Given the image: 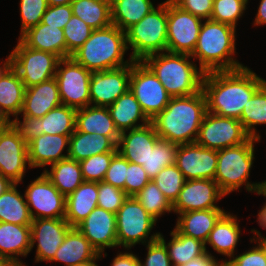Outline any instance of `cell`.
I'll return each mask as SVG.
<instances>
[{
  "label": "cell",
  "mask_w": 266,
  "mask_h": 266,
  "mask_svg": "<svg viewBox=\"0 0 266 266\" xmlns=\"http://www.w3.org/2000/svg\"><path fill=\"white\" fill-rule=\"evenodd\" d=\"M73 15L72 7L68 5L48 6L42 17V23L64 29Z\"/></svg>",
  "instance_id": "db71d44e"
},
{
  "label": "cell",
  "mask_w": 266,
  "mask_h": 266,
  "mask_svg": "<svg viewBox=\"0 0 266 266\" xmlns=\"http://www.w3.org/2000/svg\"><path fill=\"white\" fill-rule=\"evenodd\" d=\"M27 186L24 195L32 219L65 217L66 197L43 172Z\"/></svg>",
  "instance_id": "9a60e30c"
},
{
  "label": "cell",
  "mask_w": 266,
  "mask_h": 266,
  "mask_svg": "<svg viewBox=\"0 0 266 266\" xmlns=\"http://www.w3.org/2000/svg\"><path fill=\"white\" fill-rule=\"evenodd\" d=\"M236 53V28L212 20H203L192 59L199 61L205 73L236 70L244 67L233 55Z\"/></svg>",
  "instance_id": "3957f363"
},
{
  "label": "cell",
  "mask_w": 266,
  "mask_h": 266,
  "mask_svg": "<svg viewBox=\"0 0 266 266\" xmlns=\"http://www.w3.org/2000/svg\"><path fill=\"white\" fill-rule=\"evenodd\" d=\"M93 30L94 29L84 21L72 15L63 29L66 40V58L71 57V55L84 44L91 36Z\"/></svg>",
  "instance_id": "f6af8a7d"
},
{
  "label": "cell",
  "mask_w": 266,
  "mask_h": 266,
  "mask_svg": "<svg viewBox=\"0 0 266 266\" xmlns=\"http://www.w3.org/2000/svg\"><path fill=\"white\" fill-rule=\"evenodd\" d=\"M156 222L135 197L128 196L116 213L117 246L129 250L157 240L160 232L149 237Z\"/></svg>",
  "instance_id": "ba28073f"
},
{
  "label": "cell",
  "mask_w": 266,
  "mask_h": 266,
  "mask_svg": "<svg viewBox=\"0 0 266 266\" xmlns=\"http://www.w3.org/2000/svg\"><path fill=\"white\" fill-rule=\"evenodd\" d=\"M25 86L17 71L10 66L0 77V105L10 117L20 115L24 101Z\"/></svg>",
  "instance_id": "d590c367"
},
{
  "label": "cell",
  "mask_w": 266,
  "mask_h": 266,
  "mask_svg": "<svg viewBox=\"0 0 266 266\" xmlns=\"http://www.w3.org/2000/svg\"><path fill=\"white\" fill-rule=\"evenodd\" d=\"M70 5L73 15L94 30L112 24L110 0H73Z\"/></svg>",
  "instance_id": "f35d334b"
},
{
  "label": "cell",
  "mask_w": 266,
  "mask_h": 266,
  "mask_svg": "<svg viewBox=\"0 0 266 266\" xmlns=\"http://www.w3.org/2000/svg\"><path fill=\"white\" fill-rule=\"evenodd\" d=\"M21 31L20 36L29 28L37 26L41 21L46 9L47 0H20Z\"/></svg>",
  "instance_id": "7dc6e473"
},
{
  "label": "cell",
  "mask_w": 266,
  "mask_h": 266,
  "mask_svg": "<svg viewBox=\"0 0 266 266\" xmlns=\"http://www.w3.org/2000/svg\"><path fill=\"white\" fill-rule=\"evenodd\" d=\"M259 80H260L261 87H263L264 89H266V80L263 79V78L260 77V76H259Z\"/></svg>",
  "instance_id": "89a4df30"
},
{
  "label": "cell",
  "mask_w": 266,
  "mask_h": 266,
  "mask_svg": "<svg viewBox=\"0 0 266 266\" xmlns=\"http://www.w3.org/2000/svg\"><path fill=\"white\" fill-rule=\"evenodd\" d=\"M92 72L72 57L60 59L55 79L63 105L76 110L90 105V78Z\"/></svg>",
  "instance_id": "8fae6325"
},
{
  "label": "cell",
  "mask_w": 266,
  "mask_h": 266,
  "mask_svg": "<svg viewBox=\"0 0 266 266\" xmlns=\"http://www.w3.org/2000/svg\"><path fill=\"white\" fill-rule=\"evenodd\" d=\"M108 109L119 133L145 126L151 122L129 89L109 105Z\"/></svg>",
  "instance_id": "4dcf8cb0"
},
{
  "label": "cell",
  "mask_w": 266,
  "mask_h": 266,
  "mask_svg": "<svg viewBox=\"0 0 266 266\" xmlns=\"http://www.w3.org/2000/svg\"><path fill=\"white\" fill-rule=\"evenodd\" d=\"M50 168H45L43 173L65 197L84 182L80 164L76 160L66 158L51 164Z\"/></svg>",
  "instance_id": "e575fe53"
},
{
  "label": "cell",
  "mask_w": 266,
  "mask_h": 266,
  "mask_svg": "<svg viewBox=\"0 0 266 266\" xmlns=\"http://www.w3.org/2000/svg\"><path fill=\"white\" fill-rule=\"evenodd\" d=\"M59 60L55 54L27 47L19 38L11 52V66L19 74L25 88L55 77Z\"/></svg>",
  "instance_id": "30bf717a"
},
{
  "label": "cell",
  "mask_w": 266,
  "mask_h": 266,
  "mask_svg": "<svg viewBox=\"0 0 266 266\" xmlns=\"http://www.w3.org/2000/svg\"><path fill=\"white\" fill-rule=\"evenodd\" d=\"M252 242L256 243L257 246L243 254L234 255L228 261L222 259L223 266H266V245L262 240L250 238V243Z\"/></svg>",
  "instance_id": "c3c4849f"
},
{
  "label": "cell",
  "mask_w": 266,
  "mask_h": 266,
  "mask_svg": "<svg viewBox=\"0 0 266 266\" xmlns=\"http://www.w3.org/2000/svg\"><path fill=\"white\" fill-rule=\"evenodd\" d=\"M117 151V144L101 134L74 131L69 137L68 158L78 162L93 155Z\"/></svg>",
  "instance_id": "d6a6232c"
},
{
  "label": "cell",
  "mask_w": 266,
  "mask_h": 266,
  "mask_svg": "<svg viewBox=\"0 0 266 266\" xmlns=\"http://www.w3.org/2000/svg\"><path fill=\"white\" fill-rule=\"evenodd\" d=\"M28 165V166H27ZM28 162V144L13 126L0 132V174L12 183L23 181Z\"/></svg>",
  "instance_id": "2e32d148"
},
{
  "label": "cell",
  "mask_w": 266,
  "mask_h": 266,
  "mask_svg": "<svg viewBox=\"0 0 266 266\" xmlns=\"http://www.w3.org/2000/svg\"><path fill=\"white\" fill-rule=\"evenodd\" d=\"M249 138L239 119L207 112L195 142L205 148L218 151L241 145Z\"/></svg>",
  "instance_id": "4fadbf2b"
},
{
  "label": "cell",
  "mask_w": 266,
  "mask_h": 266,
  "mask_svg": "<svg viewBox=\"0 0 266 266\" xmlns=\"http://www.w3.org/2000/svg\"><path fill=\"white\" fill-rule=\"evenodd\" d=\"M145 210L156 220L165 213H172L173 206L154 183L150 180L148 184L134 196Z\"/></svg>",
  "instance_id": "b9f144b4"
},
{
  "label": "cell",
  "mask_w": 266,
  "mask_h": 266,
  "mask_svg": "<svg viewBox=\"0 0 266 266\" xmlns=\"http://www.w3.org/2000/svg\"><path fill=\"white\" fill-rule=\"evenodd\" d=\"M98 182L84 181L66 196L64 219L76 228L98 205Z\"/></svg>",
  "instance_id": "83f0119b"
},
{
  "label": "cell",
  "mask_w": 266,
  "mask_h": 266,
  "mask_svg": "<svg viewBox=\"0 0 266 266\" xmlns=\"http://www.w3.org/2000/svg\"><path fill=\"white\" fill-rule=\"evenodd\" d=\"M151 179L142 165L129 162L125 179V193L127 196L138 194Z\"/></svg>",
  "instance_id": "f907efd6"
},
{
  "label": "cell",
  "mask_w": 266,
  "mask_h": 266,
  "mask_svg": "<svg viewBox=\"0 0 266 266\" xmlns=\"http://www.w3.org/2000/svg\"><path fill=\"white\" fill-rule=\"evenodd\" d=\"M2 61L0 62V77L11 66V53L6 57V60Z\"/></svg>",
  "instance_id": "be15d7a7"
},
{
  "label": "cell",
  "mask_w": 266,
  "mask_h": 266,
  "mask_svg": "<svg viewBox=\"0 0 266 266\" xmlns=\"http://www.w3.org/2000/svg\"><path fill=\"white\" fill-rule=\"evenodd\" d=\"M128 28L126 44L130 58L142 61L146 56L167 51V0Z\"/></svg>",
  "instance_id": "52a82bcc"
},
{
  "label": "cell",
  "mask_w": 266,
  "mask_h": 266,
  "mask_svg": "<svg viewBox=\"0 0 266 266\" xmlns=\"http://www.w3.org/2000/svg\"><path fill=\"white\" fill-rule=\"evenodd\" d=\"M218 151L205 148L196 142L179 144L175 165L185 180L213 179L216 175Z\"/></svg>",
  "instance_id": "ac0fdd59"
},
{
  "label": "cell",
  "mask_w": 266,
  "mask_h": 266,
  "mask_svg": "<svg viewBox=\"0 0 266 266\" xmlns=\"http://www.w3.org/2000/svg\"><path fill=\"white\" fill-rule=\"evenodd\" d=\"M262 182H263V185H262L261 191L266 195V180H264Z\"/></svg>",
  "instance_id": "2644e50d"
},
{
  "label": "cell",
  "mask_w": 266,
  "mask_h": 266,
  "mask_svg": "<svg viewBox=\"0 0 266 266\" xmlns=\"http://www.w3.org/2000/svg\"><path fill=\"white\" fill-rule=\"evenodd\" d=\"M98 255L90 241L77 228H71L50 262L57 261L65 266H73L93 260Z\"/></svg>",
  "instance_id": "1f68e13d"
},
{
  "label": "cell",
  "mask_w": 266,
  "mask_h": 266,
  "mask_svg": "<svg viewBox=\"0 0 266 266\" xmlns=\"http://www.w3.org/2000/svg\"><path fill=\"white\" fill-rule=\"evenodd\" d=\"M251 232L254 234V237H253L254 239L262 240V242L266 245V237L262 236L259 230L251 229Z\"/></svg>",
  "instance_id": "003e7915"
},
{
  "label": "cell",
  "mask_w": 266,
  "mask_h": 266,
  "mask_svg": "<svg viewBox=\"0 0 266 266\" xmlns=\"http://www.w3.org/2000/svg\"><path fill=\"white\" fill-rule=\"evenodd\" d=\"M128 164L129 161L117 152L111 160L103 181L125 191Z\"/></svg>",
  "instance_id": "816d5d0a"
},
{
  "label": "cell",
  "mask_w": 266,
  "mask_h": 266,
  "mask_svg": "<svg viewBox=\"0 0 266 266\" xmlns=\"http://www.w3.org/2000/svg\"><path fill=\"white\" fill-rule=\"evenodd\" d=\"M257 142L260 140L250 137L241 145L218 150L214 180L225 195L238 191L243 185L249 193L261 191L263 182L248 181L255 159L254 143Z\"/></svg>",
  "instance_id": "8992f818"
},
{
  "label": "cell",
  "mask_w": 266,
  "mask_h": 266,
  "mask_svg": "<svg viewBox=\"0 0 266 266\" xmlns=\"http://www.w3.org/2000/svg\"><path fill=\"white\" fill-rule=\"evenodd\" d=\"M260 87L259 76L247 66L207 72L202 81L207 112L240 119L245 104Z\"/></svg>",
  "instance_id": "6da1fadb"
},
{
  "label": "cell",
  "mask_w": 266,
  "mask_h": 266,
  "mask_svg": "<svg viewBox=\"0 0 266 266\" xmlns=\"http://www.w3.org/2000/svg\"><path fill=\"white\" fill-rule=\"evenodd\" d=\"M18 184L11 185L0 196V222L16 225H31L33 219L25 195L17 190Z\"/></svg>",
  "instance_id": "74e56055"
},
{
  "label": "cell",
  "mask_w": 266,
  "mask_h": 266,
  "mask_svg": "<svg viewBox=\"0 0 266 266\" xmlns=\"http://www.w3.org/2000/svg\"><path fill=\"white\" fill-rule=\"evenodd\" d=\"M62 104L55 77L25 88L22 116L44 117L50 110Z\"/></svg>",
  "instance_id": "d4e9b609"
},
{
  "label": "cell",
  "mask_w": 266,
  "mask_h": 266,
  "mask_svg": "<svg viewBox=\"0 0 266 266\" xmlns=\"http://www.w3.org/2000/svg\"><path fill=\"white\" fill-rule=\"evenodd\" d=\"M145 261H140V266H173L165 245L159 240L147 243Z\"/></svg>",
  "instance_id": "f5cc1de1"
},
{
  "label": "cell",
  "mask_w": 266,
  "mask_h": 266,
  "mask_svg": "<svg viewBox=\"0 0 266 266\" xmlns=\"http://www.w3.org/2000/svg\"><path fill=\"white\" fill-rule=\"evenodd\" d=\"M203 20L167 0V51L191 55Z\"/></svg>",
  "instance_id": "5bb4252c"
},
{
  "label": "cell",
  "mask_w": 266,
  "mask_h": 266,
  "mask_svg": "<svg viewBox=\"0 0 266 266\" xmlns=\"http://www.w3.org/2000/svg\"><path fill=\"white\" fill-rule=\"evenodd\" d=\"M140 259L132 252L117 253L110 266H140Z\"/></svg>",
  "instance_id": "9f6ffc18"
},
{
  "label": "cell",
  "mask_w": 266,
  "mask_h": 266,
  "mask_svg": "<svg viewBox=\"0 0 266 266\" xmlns=\"http://www.w3.org/2000/svg\"><path fill=\"white\" fill-rule=\"evenodd\" d=\"M118 151H111L93 155L79 162L84 181L101 182L104 180L107 169L113 156Z\"/></svg>",
  "instance_id": "bcb514c9"
},
{
  "label": "cell",
  "mask_w": 266,
  "mask_h": 266,
  "mask_svg": "<svg viewBox=\"0 0 266 266\" xmlns=\"http://www.w3.org/2000/svg\"><path fill=\"white\" fill-rule=\"evenodd\" d=\"M100 254L117 246L116 214L96 207L77 227Z\"/></svg>",
  "instance_id": "44dd1931"
},
{
  "label": "cell",
  "mask_w": 266,
  "mask_h": 266,
  "mask_svg": "<svg viewBox=\"0 0 266 266\" xmlns=\"http://www.w3.org/2000/svg\"><path fill=\"white\" fill-rule=\"evenodd\" d=\"M239 121L250 137L261 139L259 131L255 127L262 124L266 125V89L260 87L248 100Z\"/></svg>",
  "instance_id": "ab89813d"
},
{
  "label": "cell",
  "mask_w": 266,
  "mask_h": 266,
  "mask_svg": "<svg viewBox=\"0 0 266 266\" xmlns=\"http://www.w3.org/2000/svg\"><path fill=\"white\" fill-rule=\"evenodd\" d=\"M206 113V97L201 90L188 96L171 97L151 123L160 139L178 145L194 143Z\"/></svg>",
  "instance_id": "7a4b0ae2"
},
{
  "label": "cell",
  "mask_w": 266,
  "mask_h": 266,
  "mask_svg": "<svg viewBox=\"0 0 266 266\" xmlns=\"http://www.w3.org/2000/svg\"><path fill=\"white\" fill-rule=\"evenodd\" d=\"M249 0H214L210 20L237 27Z\"/></svg>",
  "instance_id": "ee69618b"
},
{
  "label": "cell",
  "mask_w": 266,
  "mask_h": 266,
  "mask_svg": "<svg viewBox=\"0 0 266 266\" xmlns=\"http://www.w3.org/2000/svg\"><path fill=\"white\" fill-rule=\"evenodd\" d=\"M152 180L171 204L176 201L186 181L175 164L163 168Z\"/></svg>",
  "instance_id": "7bdbcfd3"
},
{
  "label": "cell",
  "mask_w": 266,
  "mask_h": 266,
  "mask_svg": "<svg viewBox=\"0 0 266 266\" xmlns=\"http://www.w3.org/2000/svg\"><path fill=\"white\" fill-rule=\"evenodd\" d=\"M181 9L201 18L210 20L214 0H172Z\"/></svg>",
  "instance_id": "11a10c76"
},
{
  "label": "cell",
  "mask_w": 266,
  "mask_h": 266,
  "mask_svg": "<svg viewBox=\"0 0 266 266\" xmlns=\"http://www.w3.org/2000/svg\"><path fill=\"white\" fill-rule=\"evenodd\" d=\"M189 54L164 51L146 56L142 61L151 69L171 97L188 96L202 90L205 72Z\"/></svg>",
  "instance_id": "277c9868"
},
{
  "label": "cell",
  "mask_w": 266,
  "mask_h": 266,
  "mask_svg": "<svg viewBox=\"0 0 266 266\" xmlns=\"http://www.w3.org/2000/svg\"><path fill=\"white\" fill-rule=\"evenodd\" d=\"M31 251L36 247L35 262H50L72 228L64 219H33L31 225Z\"/></svg>",
  "instance_id": "ffe728a7"
},
{
  "label": "cell",
  "mask_w": 266,
  "mask_h": 266,
  "mask_svg": "<svg viewBox=\"0 0 266 266\" xmlns=\"http://www.w3.org/2000/svg\"><path fill=\"white\" fill-rule=\"evenodd\" d=\"M13 184L8 178L0 174V196Z\"/></svg>",
  "instance_id": "6125c7cd"
},
{
  "label": "cell",
  "mask_w": 266,
  "mask_h": 266,
  "mask_svg": "<svg viewBox=\"0 0 266 266\" xmlns=\"http://www.w3.org/2000/svg\"><path fill=\"white\" fill-rule=\"evenodd\" d=\"M127 197L124 190L104 181L98 182V207L116 214Z\"/></svg>",
  "instance_id": "681fc988"
},
{
  "label": "cell",
  "mask_w": 266,
  "mask_h": 266,
  "mask_svg": "<svg viewBox=\"0 0 266 266\" xmlns=\"http://www.w3.org/2000/svg\"><path fill=\"white\" fill-rule=\"evenodd\" d=\"M112 24L126 31L156 7L151 0H110Z\"/></svg>",
  "instance_id": "8d00e7d4"
},
{
  "label": "cell",
  "mask_w": 266,
  "mask_h": 266,
  "mask_svg": "<svg viewBox=\"0 0 266 266\" xmlns=\"http://www.w3.org/2000/svg\"><path fill=\"white\" fill-rule=\"evenodd\" d=\"M75 130L110 137L116 144H118L120 136L108 107L102 106L89 105L78 109L76 111Z\"/></svg>",
  "instance_id": "4316f807"
},
{
  "label": "cell",
  "mask_w": 266,
  "mask_h": 266,
  "mask_svg": "<svg viewBox=\"0 0 266 266\" xmlns=\"http://www.w3.org/2000/svg\"><path fill=\"white\" fill-rule=\"evenodd\" d=\"M30 252V225L0 222V258L10 261L14 266H26L20 257H26Z\"/></svg>",
  "instance_id": "603a6c76"
},
{
  "label": "cell",
  "mask_w": 266,
  "mask_h": 266,
  "mask_svg": "<svg viewBox=\"0 0 266 266\" xmlns=\"http://www.w3.org/2000/svg\"><path fill=\"white\" fill-rule=\"evenodd\" d=\"M225 196L213 179L186 180L172 204L173 212L179 215L189 211L220 208L216 204Z\"/></svg>",
  "instance_id": "e0dca14e"
},
{
  "label": "cell",
  "mask_w": 266,
  "mask_h": 266,
  "mask_svg": "<svg viewBox=\"0 0 266 266\" xmlns=\"http://www.w3.org/2000/svg\"><path fill=\"white\" fill-rule=\"evenodd\" d=\"M69 137L67 135L41 134L28 143L30 169L46 167L68 158ZM66 149L67 154H63Z\"/></svg>",
  "instance_id": "cb8c5ba5"
},
{
  "label": "cell",
  "mask_w": 266,
  "mask_h": 266,
  "mask_svg": "<svg viewBox=\"0 0 266 266\" xmlns=\"http://www.w3.org/2000/svg\"><path fill=\"white\" fill-rule=\"evenodd\" d=\"M127 50L125 31L111 24L93 30L71 57L90 72H100L131 64L134 60L130 57L124 61Z\"/></svg>",
  "instance_id": "5b68a950"
},
{
  "label": "cell",
  "mask_w": 266,
  "mask_h": 266,
  "mask_svg": "<svg viewBox=\"0 0 266 266\" xmlns=\"http://www.w3.org/2000/svg\"><path fill=\"white\" fill-rule=\"evenodd\" d=\"M225 213L221 208L184 212L179 214L175 228L181 234L205 243L211 230Z\"/></svg>",
  "instance_id": "f1b7e54d"
},
{
  "label": "cell",
  "mask_w": 266,
  "mask_h": 266,
  "mask_svg": "<svg viewBox=\"0 0 266 266\" xmlns=\"http://www.w3.org/2000/svg\"><path fill=\"white\" fill-rule=\"evenodd\" d=\"M257 14L255 16V20L253 22L254 26H263L266 24V0H261L259 3V7L257 10Z\"/></svg>",
  "instance_id": "680465c9"
},
{
  "label": "cell",
  "mask_w": 266,
  "mask_h": 266,
  "mask_svg": "<svg viewBox=\"0 0 266 266\" xmlns=\"http://www.w3.org/2000/svg\"><path fill=\"white\" fill-rule=\"evenodd\" d=\"M257 194L266 197V195L262 191L258 192ZM263 205L264 206H262L261 210H259L258 212L257 222L259 223L261 228H264L265 230L266 229V202Z\"/></svg>",
  "instance_id": "91938a15"
},
{
  "label": "cell",
  "mask_w": 266,
  "mask_h": 266,
  "mask_svg": "<svg viewBox=\"0 0 266 266\" xmlns=\"http://www.w3.org/2000/svg\"><path fill=\"white\" fill-rule=\"evenodd\" d=\"M103 255L106 257L107 254L105 252L103 253H100L96 258H94L93 260H89L87 262H84V263H80V264H75L73 266H98L97 263H96V260H99L100 258L102 259Z\"/></svg>",
  "instance_id": "e7e4bbea"
},
{
  "label": "cell",
  "mask_w": 266,
  "mask_h": 266,
  "mask_svg": "<svg viewBox=\"0 0 266 266\" xmlns=\"http://www.w3.org/2000/svg\"><path fill=\"white\" fill-rule=\"evenodd\" d=\"M238 221L237 215L226 212L213 227L205 242L206 253L211 254L206 247V245L209 244L218 254L227 256L231 259L234 256L235 247L241 235Z\"/></svg>",
  "instance_id": "f546056e"
},
{
  "label": "cell",
  "mask_w": 266,
  "mask_h": 266,
  "mask_svg": "<svg viewBox=\"0 0 266 266\" xmlns=\"http://www.w3.org/2000/svg\"><path fill=\"white\" fill-rule=\"evenodd\" d=\"M73 0H47L49 6L68 5Z\"/></svg>",
  "instance_id": "03108f58"
},
{
  "label": "cell",
  "mask_w": 266,
  "mask_h": 266,
  "mask_svg": "<svg viewBox=\"0 0 266 266\" xmlns=\"http://www.w3.org/2000/svg\"><path fill=\"white\" fill-rule=\"evenodd\" d=\"M0 266H14L10 261L0 258Z\"/></svg>",
  "instance_id": "a7ac6f4b"
},
{
  "label": "cell",
  "mask_w": 266,
  "mask_h": 266,
  "mask_svg": "<svg viewBox=\"0 0 266 266\" xmlns=\"http://www.w3.org/2000/svg\"><path fill=\"white\" fill-rule=\"evenodd\" d=\"M178 144L159 139L150 150L146 163L142 164L149 178L152 180L163 168L175 164Z\"/></svg>",
  "instance_id": "60d3db41"
},
{
  "label": "cell",
  "mask_w": 266,
  "mask_h": 266,
  "mask_svg": "<svg viewBox=\"0 0 266 266\" xmlns=\"http://www.w3.org/2000/svg\"><path fill=\"white\" fill-rule=\"evenodd\" d=\"M181 266H223V263L217 260L212 254L206 253L200 258L193 259Z\"/></svg>",
  "instance_id": "6f0895ef"
},
{
  "label": "cell",
  "mask_w": 266,
  "mask_h": 266,
  "mask_svg": "<svg viewBox=\"0 0 266 266\" xmlns=\"http://www.w3.org/2000/svg\"><path fill=\"white\" fill-rule=\"evenodd\" d=\"M19 39L29 48L66 58V40L63 29L43 24L29 28Z\"/></svg>",
  "instance_id": "484cf974"
},
{
  "label": "cell",
  "mask_w": 266,
  "mask_h": 266,
  "mask_svg": "<svg viewBox=\"0 0 266 266\" xmlns=\"http://www.w3.org/2000/svg\"><path fill=\"white\" fill-rule=\"evenodd\" d=\"M131 64L120 68L92 72L90 105L108 107L129 89Z\"/></svg>",
  "instance_id": "d6986e66"
},
{
  "label": "cell",
  "mask_w": 266,
  "mask_h": 266,
  "mask_svg": "<svg viewBox=\"0 0 266 266\" xmlns=\"http://www.w3.org/2000/svg\"><path fill=\"white\" fill-rule=\"evenodd\" d=\"M4 129V127L0 126V132Z\"/></svg>",
  "instance_id": "8c879c8a"
},
{
  "label": "cell",
  "mask_w": 266,
  "mask_h": 266,
  "mask_svg": "<svg viewBox=\"0 0 266 266\" xmlns=\"http://www.w3.org/2000/svg\"><path fill=\"white\" fill-rule=\"evenodd\" d=\"M13 125V120L4 112L0 105V126L6 128Z\"/></svg>",
  "instance_id": "94428289"
},
{
  "label": "cell",
  "mask_w": 266,
  "mask_h": 266,
  "mask_svg": "<svg viewBox=\"0 0 266 266\" xmlns=\"http://www.w3.org/2000/svg\"><path fill=\"white\" fill-rule=\"evenodd\" d=\"M129 90L150 120L165 109L171 98L163 84L143 61L131 63Z\"/></svg>",
  "instance_id": "9c48e42d"
},
{
  "label": "cell",
  "mask_w": 266,
  "mask_h": 266,
  "mask_svg": "<svg viewBox=\"0 0 266 266\" xmlns=\"http://www.w3.org/2000/svg\"><path fill=\"white\" fill-rule=\"evenodd\" d=\"M76 111L74 108L61 104L41 118L23 116L21 121L19 117H16L12 119L13 126L27 144L41 134L70 137L75 131Z\"/></svg>",
  "instance_id": "7c38bea8"
},
{
  "label": "cell",
  "mask_w": 266,
  "mask_h": 266,
  "mask_svg": "<svg viewBox=\"0 0 266 266\" xmlns=\"http://www.w3.org/2000/svg\"><path fill=\"white\" fill-rule=\"evenodd\" d=\"M171 240L167 242L162 233L159 240L165 245L173 266H181L206 254L205 243L193 237L181 234L176 228L170 232Z\"/></svg>",
  "instance_id": "836d02e7"
},
{
  "label": "cell",
  "mask_w": 266,
  "mask_h": 266,
  "mask_svg": "<svg viewBox=\"0 0 266 266\" xmlns=\"http://www.w3.org/2000/svg\"><path fill=\"white\" fill-rule=\"evenodd\" d=\"M159 139L150 122L145 126L120 133L117 151L127 161L142 165L146 163L150 150H153Z\"/></svg>",
  "instance_id": "7402d4cb"
}]
</instances>
